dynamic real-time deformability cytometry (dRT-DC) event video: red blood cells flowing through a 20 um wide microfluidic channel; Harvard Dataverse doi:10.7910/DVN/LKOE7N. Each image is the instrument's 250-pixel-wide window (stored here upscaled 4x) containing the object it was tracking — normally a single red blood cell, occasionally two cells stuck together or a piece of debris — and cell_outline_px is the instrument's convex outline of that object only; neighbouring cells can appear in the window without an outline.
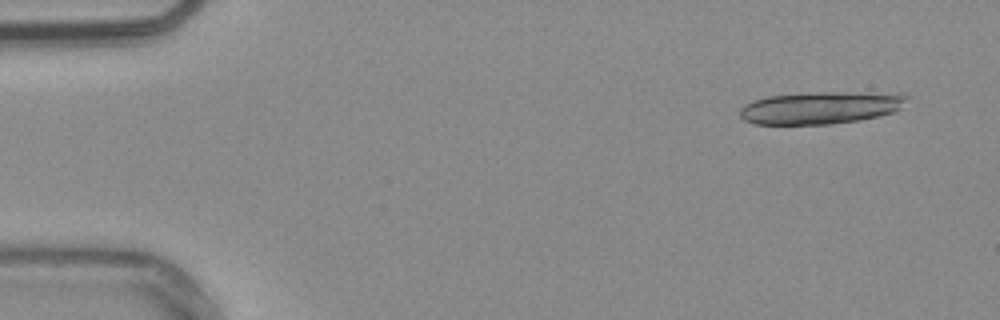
{"species": "common noctule bat (a hibernating species)", "species_latin": "Nyctalus noctula", "temperature_condition": "warm", "stored_images_in_passage": 17, "camera_frame_rate_fps": 3000, "um_per_image_px": 0.085, "animal": {"sex": "male", "body_mass_g": 20.4}, "frame": {"image": 1, "passage_image": 4, "time_ms": 1.0, "image_size_px": [1000, 320], "cell_outline_px": [[908, 96], [900, 108], [896, 112], [880, 116], [856, 120], [828, 124], [756, 124], [744, 120], [740, 116], [740, 108], [744, 104], [752, 100], [768, 96], [820, 92], [904, 92]], "centroid_in_image_um": [69.8, 9.14], "position_along_channel_um": 15.2, "area_um2": 31.73}}